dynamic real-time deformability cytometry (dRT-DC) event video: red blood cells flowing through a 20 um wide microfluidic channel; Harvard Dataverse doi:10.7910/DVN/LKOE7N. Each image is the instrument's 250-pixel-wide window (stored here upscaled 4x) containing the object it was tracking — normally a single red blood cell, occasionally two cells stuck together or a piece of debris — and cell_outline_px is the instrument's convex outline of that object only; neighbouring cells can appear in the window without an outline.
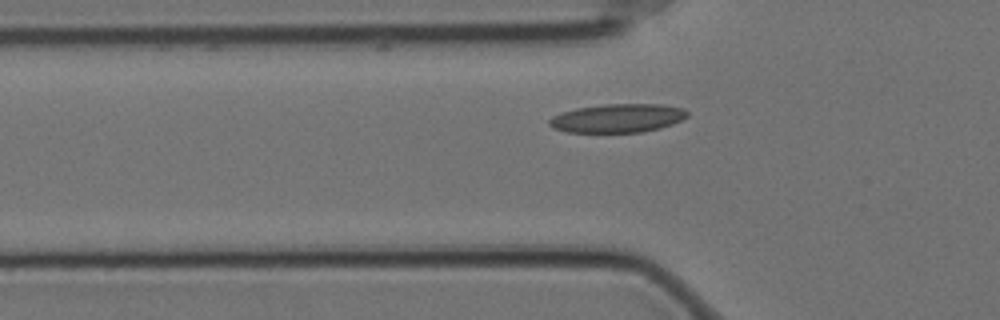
{"species": "Egyptian fruit bat (a non-hibernating species)", "species_latin": "Rousettus aegyptiacus", "temperature_condition": "cold", "stored_images_in_passage": 41, "camera_frame_rate_fps": 3000, "um_per_image_px": 0.085, "animal": {"sex": "female"}, "frame": {"image": 1, "passage_image": 3, "time_ms": 0.667, "image_size_px": [1000, 320], "cell_outline_px": [[688, 116], [672, 124], [660, 128], [640, 132], [568, 132], [552, 128], [548, 124], [548, 120], [552, 116], [560, 112], [576, 108], [604, 104], [660, 104], [684, 108], [688, 112]], "centroid_in_image_um": [52.47, 10.04], "position_along_channel_um": 73.3, "area_um2": 23.12}}
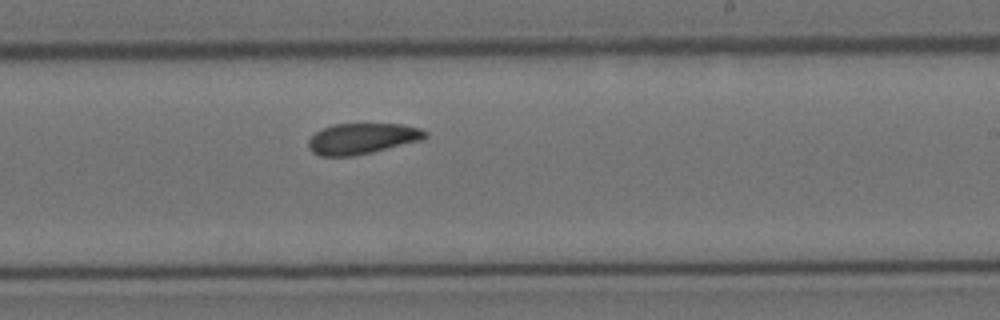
{"frame": {"image": 2, "passage_image": 19, "time_ms": 6.0, "image_size_px": [1000, 320], "cell_outline_px": [[428, 136], [420, 140], [372, 152], [352, 156], [320, 156], [312, 152], [308, 148], [308, 140], [316, 132], [332, 124], [400, 124], [420, 128], [428, 132]], "centroid_in_image_um": [30.76, 11.78], "position_along_channel_um": 258.2, "area_um2": 20.87}}
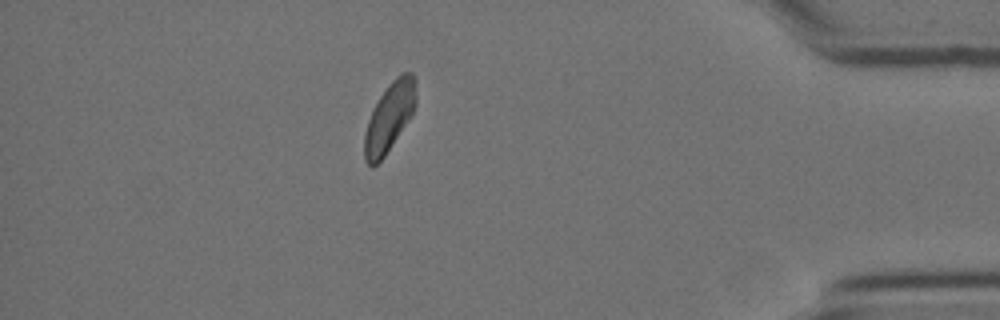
{"frame": {"image": 3, "passage_image": 35, "time_ms": 11.333, "image_size_px": [1000, 320], "cell_outline_px": [[416, 104], [408, 120], [384, 156], [372, 168], [364, 160], [364, 132], [372, 108], [388, 84], [400, 72], [412, 72], [416, 96]], "centroid_in_image_um": [33.06, 9.95], "position_along_channel_um": 402.1, "area_um2": 20.46}, "authors_computed_cell_mechanics": {"area_um2": 21.2704, "velocity_mm_per_s": 3.468, "shape_relaxation_time_tau1_ms": 4.4724, "shape_relaxation_time_tau2_ms": 10.2334, "deformation_change_tau1": 0.1002, "deformation_change_tau2": 0.1693}}